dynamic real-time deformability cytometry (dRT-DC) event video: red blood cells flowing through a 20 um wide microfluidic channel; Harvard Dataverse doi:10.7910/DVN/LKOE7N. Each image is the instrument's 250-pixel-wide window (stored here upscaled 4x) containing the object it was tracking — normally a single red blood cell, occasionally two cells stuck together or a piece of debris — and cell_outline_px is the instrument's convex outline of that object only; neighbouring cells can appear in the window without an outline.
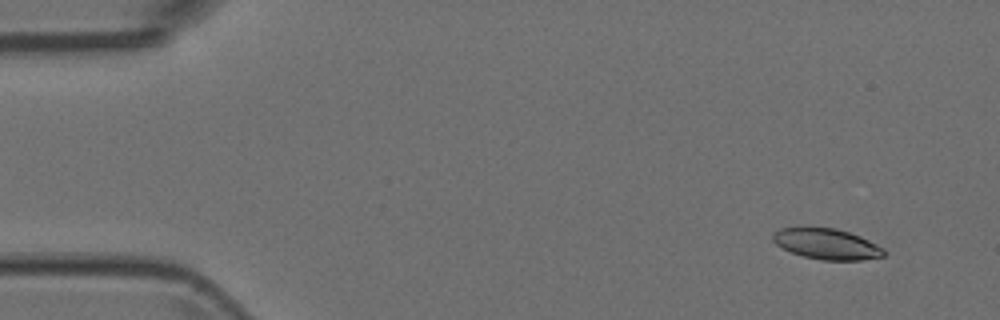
{"species": "Egyptian fruit bat (a non-hibernating species)", "species_latin": "Rousettus aegyptiacus", "temperature_condition": "room temperature", "stored_images_in_passage": 6, "camera_frame_rate_fps": 3000, "um_per_image_px": 0.085, "animal": {"sex": "female"}, "frame": {"image": 1, "passage_image": 2, "time_ms": 0.333, "image_size_px": [1000, 320], "cell_outline_px": [[888, 252], [884, 256], [860, 260], [824, 260], [804, 256], [792, 252], [776, 244], [772, 240], [772, 232], [780, 228], [836, 228], [860, 236], [884, 248]], "centroid_in_image_um": [70.29, 20.74], "position_along_channel_um": 14.7, "area_um2": 19.71}}
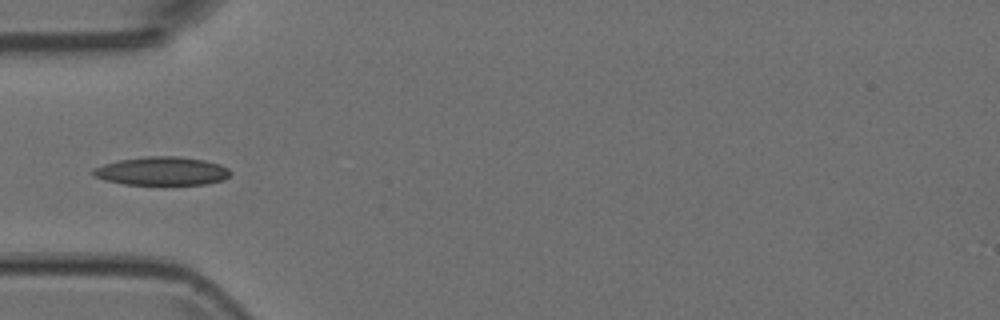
{"frame": {"image": 2, "passage_image": 5, "time_ms": 1.333, "image_size_px": [1000, 320], "cell_outline_px": [[232, 172], [224, 180], [208, 184], [124, 184], [104, 180], [92, 176], [88, 172], [92, 168], [104, 164], [120, 160], [148, 156], [180, 156], [204, 160], [220, 164], [228, 168]], "centroid_in_image_um": [13.73, 14.54], "position_along_channel_um": 71.3, "area_um2": 22.95}}
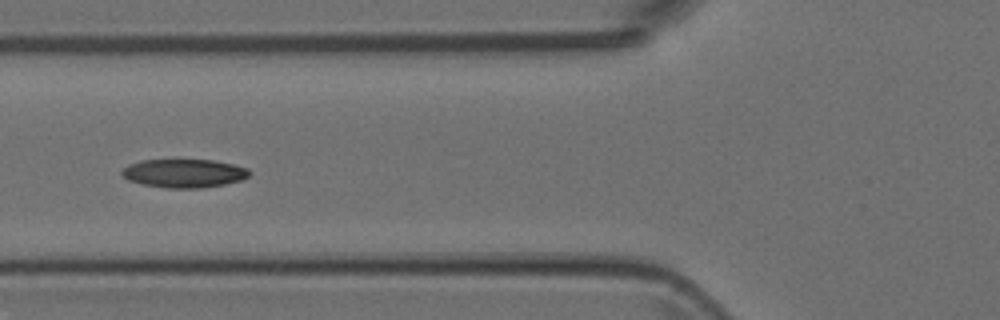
{"frame": {"image": 3, "passage_image": 6, "time_ms": 1.667, "image_size_px": [1000, 320], "cell_outline_px": [[252, 172], [248, 176], [240, 180], [224, 184], [200, 188], [164, 188], [140, 184], [128, 180], [120, 172], [128, 164], [140, 160], [212, 160], [232, 164], [248, 168]], "centroid_in_image_um": [15.62, 14.73], "position_along_channel_um": 110.2, "area_um2": 21.21}}